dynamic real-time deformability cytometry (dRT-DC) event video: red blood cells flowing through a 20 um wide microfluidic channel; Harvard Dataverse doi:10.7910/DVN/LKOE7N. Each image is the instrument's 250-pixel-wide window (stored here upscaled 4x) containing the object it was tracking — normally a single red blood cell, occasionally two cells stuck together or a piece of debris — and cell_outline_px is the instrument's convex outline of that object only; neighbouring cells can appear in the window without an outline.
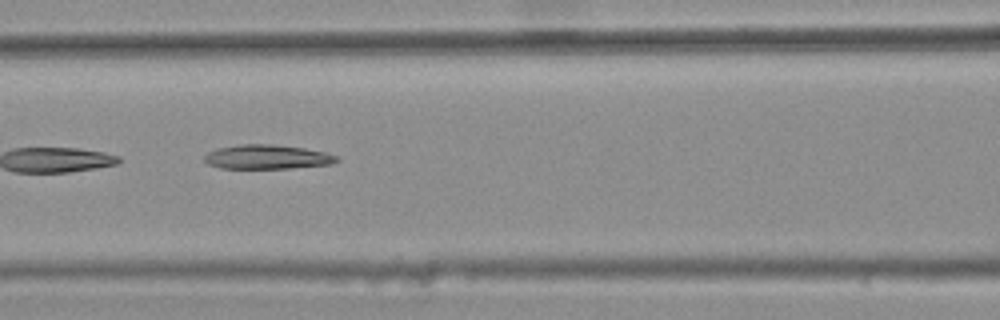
{"species": "common noctule bat (a hibernating species)", "species_latin": "Nyctalus noctula", "temperature_condition": "warm", "stored_images_in_passage": 8, "camera_frame_rate_fps": 3000, "um_per_image_px": 0.085, "animal": {"sex": "female", "body_mass_g": 25.1}, "frame": {"image": 1, "passage_image": 6, "time_ms": 1.667, "image_size_px": [1000, 320], "cell_outline_px": [[340, 160], [332, 164], [288, 168], [220, 168], [208, 164], [204, 160], [204, 156], [208, 152], [216, 148], [240, 144], [272, 144], [304, 148], [324, 152], [340, 156]], "centroid_in_image_um": [22.71, 13.33], "position_along_channel_um": 143.9, "area_um2": 18.79}}